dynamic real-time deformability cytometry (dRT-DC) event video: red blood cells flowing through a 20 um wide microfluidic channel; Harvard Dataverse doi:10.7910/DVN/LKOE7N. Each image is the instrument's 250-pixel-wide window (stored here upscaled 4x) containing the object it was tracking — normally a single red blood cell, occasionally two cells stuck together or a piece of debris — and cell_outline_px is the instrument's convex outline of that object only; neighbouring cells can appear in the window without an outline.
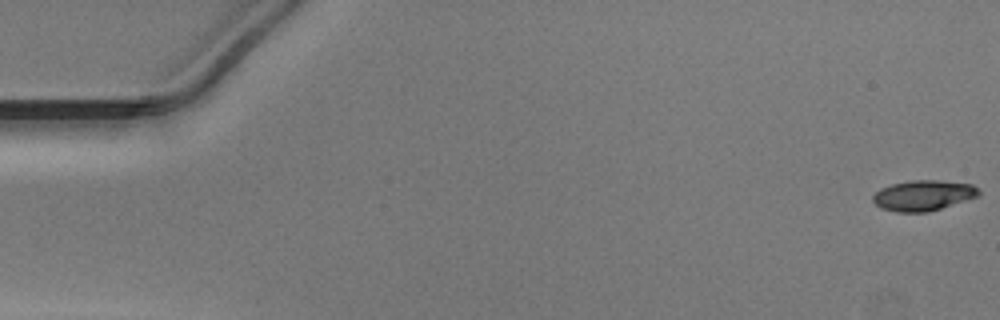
{"species": "Egyptian fruit bat (a non-hibernating species)", "species_latin": "Rousettus aegyptiacus", "temperature_condition": "warm", "stored_images_in_passage": 51, "camera_frame_rate_fps": 3000, "um_per_image_px": 0.085, "animal": {"sex": "male"}, "frame": {"image": 1, "passage_image": 1, "time_ms": 0.0, "image_size_px": [1000, 320], "cell_outline_px": [[980, 196], [928, 212], [896, 212], [880, 208], [872, 200], [872, 196], [880, 188], [892, 184], [908, 180], [940, 180], [972, 184], [980, 192]], "centroid_in_image_um": [78.47, 16.61], "position_along_channel_um": 6.5, "area_um2": 18.9}}
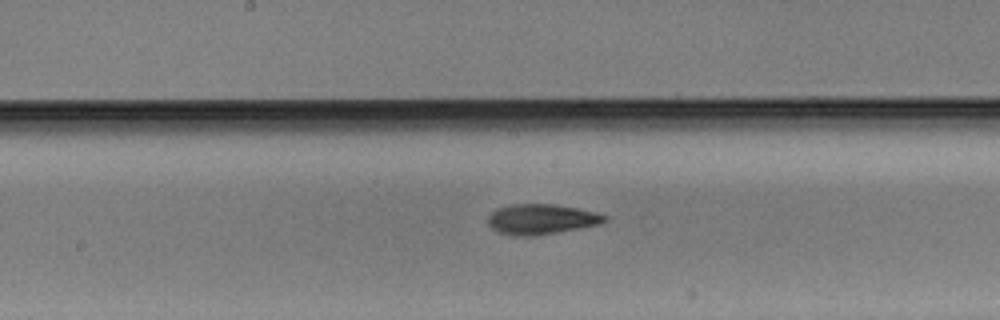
{"frame": {"image": 2, "passage_image": 27, "time_ms": 8.667, "image_size_px": [1000, 320], "cell_outline_px": [[608, 220], [600, 224], [580, 228], [532, 236], [516, 236], [500, 232], [492, 228], [488, 224], [488, 216], [496, 208], [512, 204], [552, 204], [576, 208], [596, 212], [608, 216]], "centroid_in_image_um": [46.02, 18.63], "position_along_channel_um": 202.2, "area_um2": 20.46}}
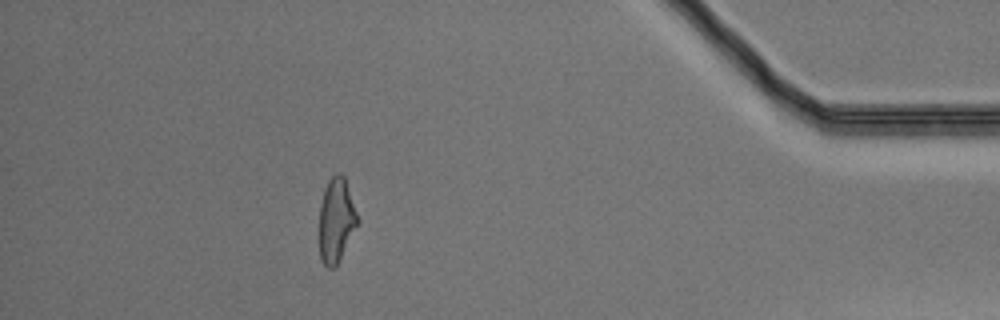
{"frame": {"image": 3, "passage_image": 46, "time_ms": 15.0, "image_size_px": [1000, 320], "cell_outline_px": [[356, 224], [336, 264], [332, 268], [328, 268], [320, 260], [320, 204], [324, 188], [328, 180], [336, 172], [340, 172], [344, 176], [356, 212]], "centroid_in_image_um": [28.53, 18.65], "position_along_channel_um": 406.7, "area_um2": 17.98}}